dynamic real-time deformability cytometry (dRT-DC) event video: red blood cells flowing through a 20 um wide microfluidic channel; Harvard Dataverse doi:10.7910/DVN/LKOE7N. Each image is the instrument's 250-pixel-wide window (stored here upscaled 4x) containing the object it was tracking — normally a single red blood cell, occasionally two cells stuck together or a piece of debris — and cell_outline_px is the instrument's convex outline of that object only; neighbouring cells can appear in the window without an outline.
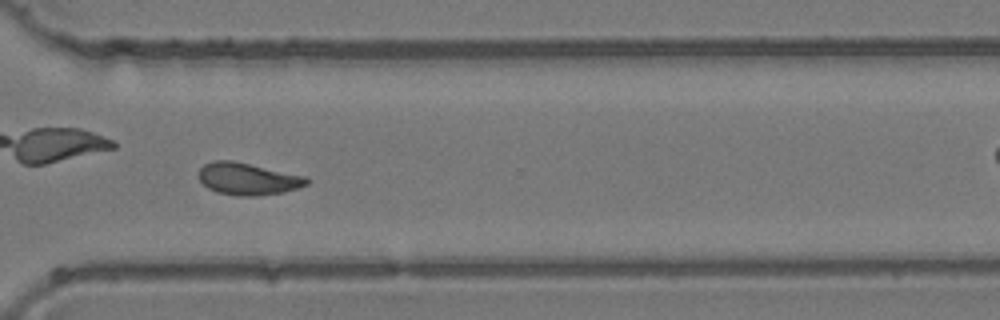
{"species": "common noctule bat (a hibernating species)", "species_latin": "Nyctalus noctula", "temperature_condition": "room temperature", "stored_images_in_passage": 50, "camera_frame_rate_fps": 3000, "um_per_image_px": 0.085, "animal": {"sex": "female", "body_mass_g": 24.6, "forearm_length_mm": 56.2}, "frame": {"image": 1, "passage_image": 36, "time_ms": 11.667, "image_size_px": [1000, 320], "cell_outline_px": [[308, 184], [284, 192], [256, 196], [236, 196], [216, 192], [208, 188], [200, 180], [200, 168], [204, 164], [216, 160], [232, 160], [308, 176]], "centroid_in_image_um": [21.09, 15.2], "position_along_channel_um": 349.5, "area_um2": 20.23}}